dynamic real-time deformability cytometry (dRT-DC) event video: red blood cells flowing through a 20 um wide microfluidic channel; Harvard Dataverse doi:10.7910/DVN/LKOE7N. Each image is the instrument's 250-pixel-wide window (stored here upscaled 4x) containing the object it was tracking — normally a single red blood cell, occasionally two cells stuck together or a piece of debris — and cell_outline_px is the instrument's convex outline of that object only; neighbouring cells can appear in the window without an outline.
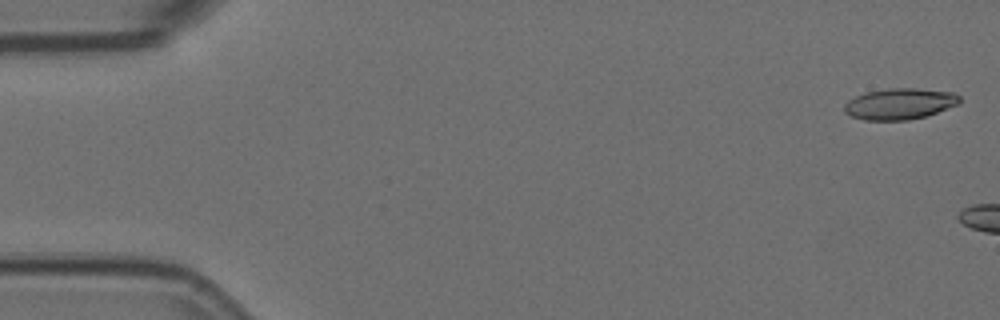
{"species": "Egyptian fruit bat (a non-hibernating species)", "species_latin": "Rousettus aegyptiacus", "temperature_condition": "room temperature", "stored_images_in_passage": 2, "camera_frame_rate_fps": 3000, "um_per_image_px": 0.085, "animal": {"sex": "female"}, "frame": {"image": 1, "passage_image": 1, "time_ms": 0.0, "image_size_px": [1000, 320], "cell_outline_px": [[960, 104], [928, 116], [908, 120], [864, 120], [852, 116], [844, 112], [844, 104], [848, 100], [864, 92], [888, 88], [916, 88], [956, 92], [960, 96]], "centroid_in_image_um": [76.51, 8.82], "position_along_channel_um": 8.5, "area_um2": 21.27}}